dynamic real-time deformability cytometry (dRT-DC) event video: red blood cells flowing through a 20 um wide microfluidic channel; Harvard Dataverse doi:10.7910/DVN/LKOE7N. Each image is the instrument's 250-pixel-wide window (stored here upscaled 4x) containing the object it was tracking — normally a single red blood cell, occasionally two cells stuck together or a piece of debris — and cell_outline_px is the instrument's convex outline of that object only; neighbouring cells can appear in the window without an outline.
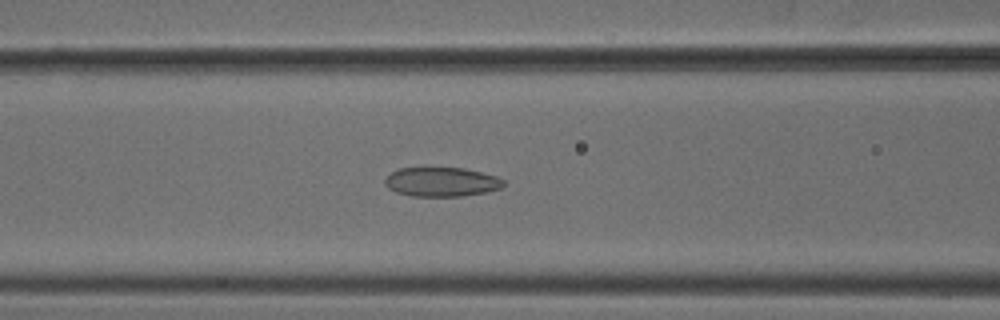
{"species": "common noctule bat (a hibernating species)", "species_latin": "Nyctalus noctula", "temperature_condition": "cold", "stored_images_in_passage": 51, "camera_frame_rate_fps": 3000, "um_per_image_px": 0.085, "animal": {"sex": "male", "body_mass_g": 18.8}, "frame": {"image": 1, "passage_image": 21, "time_ms": 6.667, "image_size_px": [1000, 320], "cell_outline_px": [[504, 184], [500, 188], [484, 192], [464, 196], [412, 196], [396, 192], [388, 188], [384, 184], [384, 180], [396, 168], [464, 168], [496, 176], [504, 180]], "centroid_in_image_um": [37.5, 15.46], "position_along_channel_um": 129.1, "area_um2": 20.11}}
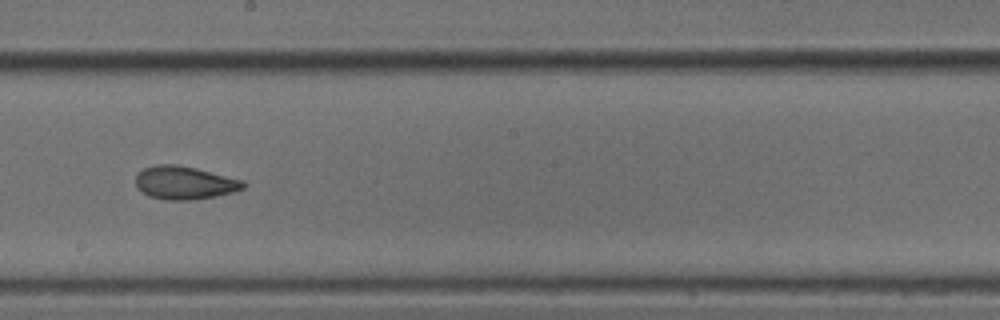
{"frame": {"image": 2, "passage_image": 29, "time_ms": 9.333, "image_size_px": [1000, 320], "cell_outline_px": [[248, 184], [244, 188], [232, 192], [216, 196], [192, 200], [164, 200], [148, 196], [136, 188], [136, 176], [144, 168], [156, 164], [176, 164], [196, 168], [244, 180]], "centroid_in_image_um": [15.69, 15.54], "position_along_channel_um": 232.5, "area_um2": 20.98}}
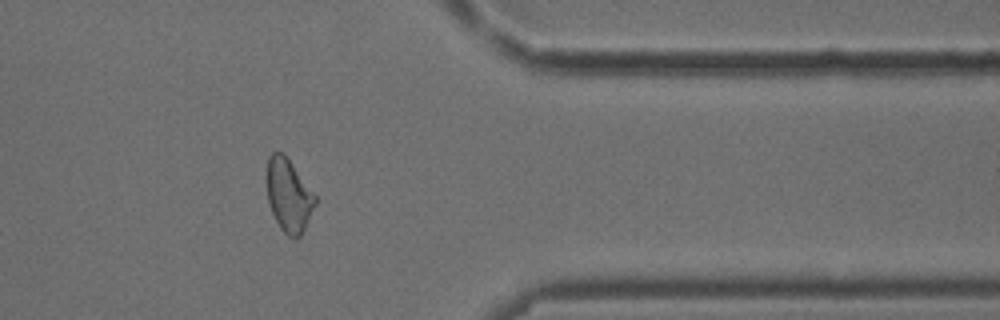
{"frame": {"image": 3, "passage_image": 42, "time_ms": 13.667, "image_size_px": [1000, 320], "cell_outline_px": [[316, 204], [300, 236], [296, 240], [288, 236], [280, 228], [272, 212], [268, 200], [264, 176], [268, 156], [272, 152], [284, 152], [316, 196]], "centroid_in_image_um": [24.5, 16.56], "position_along_channel_um": 386.9, "area_um2": 20.92}, "authors_computed_cell_mechanics": {"area_um2": 21.2704, "velocity_mm_per_s": 3.8728, "shape_relaxation_time_tau1_ms": null, "shape_relaxation_time_tau2_ms": 2.2683, "deformation_change_tau1": null, "deformation_change_tau2": 0.0951}}